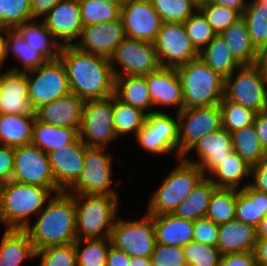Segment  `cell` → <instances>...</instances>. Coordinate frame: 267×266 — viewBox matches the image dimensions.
<instances>
[{"label": "cell", "mask_w": 267, "mask_h": 266, "mask_svg": "<svg viewBox=\"0 0 267 266\" xmlns=\"http://www.w3.org/2000/svg\"><path fill=\"white\" fill-rule=\"evenodd\" d=\"M59 58L63 62L69 89L84 101L114 95L115 76L110 59L63 45Z\"/></svg>", "instance_id": "1"}, {"label": "cell", "mask_w": 267, "mask_h": 266, "mask_svg": "<svg viewBox=\"0 0 267 266\" xmlns=\"http://www.w3.org/2000/svg\"><path fill=\"white\" fill-rule=\"evenodd\" d=\"M37 215L34 225L30 223L24 228L35 251L77 240L74 195L65 191L54 194Z\"/></svg>", "instance_id": "2"}, {"label": "cell", "mask_w": 267, "mask_h": 266, "mask_svg": "<svg viewBox=\"0 0 267 266\" xmlns=\"http://www.w3.org/2000/svg\"><path fill=\"white\" fill-rule=\"evenodd\" d=\"M49 188L26 185L13 180L0 185V222L6 229H24L53 196Z\"/></svg>", "instance_id": "3"}, {"label": "cell", "mask_w": 267, "mask_h": 266, "mask_svg": "<svg viewBox=\"0 0 267 266\" xmlns=\"http://www.w3.org/2000/svg\"><path fill=\"white\" fill-rule=\"evenodd\" d=\"M77 239L110 237L117 219L119 197L74 195Z\"/></svg>", "instance_id": "4"}, {"label": "cell", "mask_w": 267, "mask_h": 266, "mask_svg": "<svg viewBox=\"0 0 267 266\" xmlns=\"http://www.w3.org/2000/svg\"><path fill=\"white\" fill-rule=\"evenodd\" d=\"M182 83L183 108L218 105L224 96V77L199 57L176 68Z\"/></svg>", "instance_id": "5"}, {"label": "cell", "mask_w": 267, "mask_h": 266, "mask_svg": "<svg viewBox=\"0 0 267 266\" xmlns=\"http://www.w3.org/2000/svg\"><path fill=\"white\" fill-rule=\"evenodd\" d=\"M178 164L155 189L148 203L149 215L173 213L205 177L198 165L178 158Z\"/></svg>", "instance_id": "6"}, {"label": "cell", "mask_w": 267, "mask_h": 266, "mask_svg": "<svg viewBox=\"0 0 267 266\" xmlns=\"http://www.w3.org/2000/svg\"><path fill=\"white\" fill-rule=\"evenodd\" d=\"M223 97L257 114L267 110V75L263 64L242 65L224 78Z\"/></svg>", "instance_id": "7"}, {"label": "cell", "mask_w": 267, "mask_h": 266, "mask_svg": "<svg viewBox=\"0 0 267 266\" xmlns=\"http://www.w3.org/2000/svg\"><path fill=\"white\" fill-rule=\"evenodd\" d=\"M105 149L85 145L84 167L77 181L66 191L67 193L119 197L111 187L113 157L109 153H104Z\"/></svg>", "instance_id": "8"}, {"label": "cell", "mask_w": 267, "mask_h": 266, "mask_svg": "<svg viewBox=\"0 0 267 266\" xmlns=\"http://www.w3.org/2000/svg\"><path fill=\"white\" fill-rule=\"evenodd\" d=\"M28 98L36 110L70 93L67 72L60 58L26 71Z\"/></svg>", "instance_id": "9"}, {"label": "cell", "mask_w": 267, "mask_h": 266, "mask_svg": "<svg viewBox=\"0 0 267 266\" xmlns=\"http://www.w3.org/2000/svg\"><path fill=\"white\" fill-rule=\"evenodd\" d=\"M176 117V119H175ZM156 110L146 116L135 136L139 147L152 154H173L178 159L179 119Z\"/></svg>", "instance_id": "10"}, {"label": "cell", "mask_w": 267, "mask_h": 266, "mask_svg": "<svg viewBox=\"0 0 267 266\" xmlns=\"http://www.w3.org/2000/svg\"><path fill=\"white\" fill-rule=\"evenodd\" d=\"M79 138L87 147L107 148L118 138L114 130L113 95L84 103Z\"/></svg>", "instance_id": "11"}, {"label": "cell", "mask_w": 267, "mask_h": 266, "mask_svg": "<svg viewBox=\"0 0 267 266\" xmlns=\"http://www.w3.org/2000/svg\"><path fill=\"white\" fill-rule=\"evenodd\" d=\"M110 240L130 257H150L157 243L153 217L145 214L140 220L116 219Z\"/></svg>", "instance_id": "12"}, {"label": "cell", "mask_w": 267, "mask_h": 266, "mask_svg": "<svg viewBox=\"0 0 267 266\" xmlns=\"http://www.w3.org/2000/svg\"><path fill=\"white\" fill-rule=\"evenodd\" d=\"M109 59L115 77L145 76L161 67L154 43L127 37L116 47Z\"/></svg>", "instance_id": "13"}, {"label": "cell", "mask_w": 267, "mask_h": 266, "mask_svg": "<svg viewBox=\"0 0 267 266\" xmlns=\"http://www.w3.org/2000/svg\"><path fill=\"white\" fill-rule=\"evenodd\" d=\"M11 180L49 188L54 194L62 192L56 185L47 153L32 144L14 148V171Z\"/></svg>", "instance_id": "14"}, {"label": "cell", "mask_w": 267, "mask_h": 266, "mask_svg": "<svg viewBox=\"0 0 267 266\" xmlns=\"http://www.w3.org/2000/svg\"><path fill=\"white\" fill-rule=\"evenodd\" d=\"M179 119L178 158H181L200 138L222 128L218 105L183 108Z\"/></svg>", "instance_id": "15"}, {"label": "cell", "mask_w": 267, "mask_h": 266, "mask_svg": "<svg viewBox=\"0 0 267 266\" xmlns=\"http://www.w3.org/2000/svg\"><path fill=\"white\" fill-rule=\"evenodd\" d=\"M154 45L161 67L177 68L199 57L182 22H162Z\"/></svg>", "instance_id": "16"}, {"label": "cell", "mask_w": 267, "mask_h": 266, "mask_svg": "<svg viewBox=\"0 0 267 266\" xmlns=\"http://www.w3.org/2000/svg\"><path fill=\"white\" fill-rule=\"evenodd\" d=\"M124 35L154 43L162 20L150 0H128L121 8Z\"/></svg>", "instance_id": "17"}, {"label": "cell", "mask_w": 267, "mask_h": 266, "mask_svg": "<svg viewBox=\"0 0 267 266\" xmlns=\"http://www.w3.org/2000/svg\"><path fill=\"white\" fill-rule=\"evenodd\" d=\"M47 155L57 187L66 192L77 181L84 167L85 144L78 137Z\"/></svg>", "instance_id": "18"}, {"label": "cell", "mask_w": 267, "mask_h": 266, "mask_svg": "<svg viewBox=\"0 0 267 266\" xmlns=\"http://www.w3.org/2000/svg\"><path fill=\"white\" fill-rule=\"evenodd\" d=\"M192 150L197 153L198 161L197 159H189V156H187ZM233 152L231 133L224 128H220L200 138L182 158L189 163L198 165L207 177V174L209 175L223 160L231 156Z\"/></svg>", "instance_id": "19"}, {"label": "cell", "mask_w": 267, "mask_h": 266, "mask_svg": "<svg viewBox=\"0 0 267 266\" xmlns=\"http://www.w3.org/2000/svg\"><path fill=\"white\" fill-rule=\"evenodd\" d=\"M42 21L62 46L73 45L78 41L84 27L79 0L58 2Z\"/></svg>", "instance_id": "20"}, {"label": "cell", "mask_w": 267, "mask_h": 266, "mask_svg": "<svg viewBox=\"0 0 267 266\" xmlns=\"http://www.w3.org/2000/svg\"><path fill=\"white\" fill-rule=\"evenodd\" d=\"M124 38L123 22L120 18L83 27L78 41L73 45L81 51L110 58Z\"/></svg>", "instance_id": "21"}, {"label": "cell", "mask_w": 267, "mask_h": 266, "mask_svg": "<svg viewBox=\"0 0 267 266\" xmlns=\"http://www.w3.org/2000/svg\"><path fill=\"white\" fill-rule=\"evenodd\" d=\"M0 114L35 115L28 98L26 72H0Z\"/></svg>", "instance_id": "22"}, {"label": "cell", "mask_w": 267, "mask_h": 266, "mask_svg": "<svg viewBox=\"0 0 267 266\" xmlns=\"http://www.w3.org/2000/svg\"><path fill=\"white\" fill-rule=\"evenodd\" d=\"M147 86L154 107L175 106L183 109L182 83L176 68L160 67L146 75Z\"/></svg>", "instance_id": "23"}, {"label": "cell", "mask_w": 267, "mask_h": 266, "mask_svg": "<svg viewBox=\"0 0 267 266\" xmlns=\"http://www.w3.org/2000/svg\"><path fill=\"white\" fill-rule=\"evenodd\" d=\"M85 101L74 93L44 104L35 110L38 121L63 128H76L79 131Z\"/></svg>", "instance_id": "24"}, {"label": "cell", "mask_w": 267, "mask_h": 266, "mask_svg": "<svg viewBox=\"0 0 267 266\" xmlns=\"http://www.w3.org/2000/svg\"><path fill=\"white\" fill-rule=\"evenodd\" d=\"M257 242L256 228L234 219L218 225L217 247L222 255L254 252Z\"/></svg>", "instance_id": "25"}, {"label": "cell", "mask_w": 267, "mask_h": 266, "mask_svg": "<svg viewBox=\"0 0 267 266\" xmlns=\"http://www.w3.org/2000/svg\"><path fill=\"white\" fill-rule=\"evenodd\" d=\"M220 35L241 66L255 65L261 62V52L252 43L246 21L242 17L222 31Z\"/></svg>", "instance_id": "26"}, {"label": "cell", "mask_w": 267, "mask_h": 266, "mask_svg": "<svg viewBox=\"0 0 267 266\" xmlns=\"http://www.w3.org/2000/svg\"><path fill=\"white\" fill-rule=\"evenodd\" d=\"M151 216L157 243L183 247L193 240L194 221L182 219L172 213Z\"/></svg>", "instance_id": "27"}, {"label": "cell", "mask_w": 267, "mask_h": 266, "mask_svg": "<svg viewBox=\"0 0 267 266\" xmlns=\"http://www.w3.org/2000/svg\"><path fill=\"white\" fill-rule=\"evenodd\" d=\"M35 248L24 229H6L0 242V266H19L35 257Z\"/></svg>", "instance_id": "28"}, {"label": "cell", "mask_w": 267, "mask_h": 266, "mask_svg": "<svg viewBox=\"0 0 267 266\" xmlns=\"http://www.w3.org/2000/svg\"><path fill=\"white\" fill-rule=\"evenodd\" d=\"M114 95L122 102L142 110L147 115L155 112L152 109L153 105L147 86L146 75L116 76Z\"/></svg>", "instance_id": "29"}, {"label": "cell", "mask_w": 267, "mask_h": 266, "mask_svg": "<svg viewBox=\"0 0 267 266\" xmlns=\"http://www.w3.org/2000/svg\"><path fill=\"white\" fill-rule=\"evenodd\" d=\"M236 189L235 219L255 228L267 216V193L254 190L248 183Z\"/></svg>", "instance_id": "30"}, {"label": "cell", "mask_w": 267, "mask_h": 266, "mask_svg": "<svg viewBox=\"0 0 267 266\" xmlns=\"http://www.w3.org/2000/svg\"><path fill=\"white\" fill-rule=\"evenodd\" d=\"M35 115L0 114V145L20 147L32 141Z\"/></svg>", "instance_id": "31"}, {"label": "cell", "mask_w": 267, "mask_h": 266, "mask_svg": "<svg viewBox=\"0 0 267 266\" xmlns=\"http://www.w3.org/2000/svg\"><path fill=\"white\" fill-rule=\"evenodd\" d=\"M38 21V22H37ZM23 33L26 43L48 61L59 58L62 44L47 29L41 20H31L17 26Z\"/></svg>", "instance_id": "32"}, {"label": "cell", "mask_w": 267, "mask_h": 266, "mask_svg": "<svg viewBox=\"0 0 267 266\" xmlns=\"http://www.w3.org/2000/svg\"><path fill=\"white\" fill-rule=\"evenodd\" d=\"M216 188L217 186L205 176L172 214L191 221L205 218L210 198Z\"/></svg>", "instance_id": "33"}, {"label": "cell", "mask_w": 267, "mask_h": 266, "mask_svg": "<svg viewBox=\"0 0 267 266\" xmlns=\"http://www.w3.org/2000/svg\"><path fill=\"white\" fill-rule=\"evenodd\" d=\"M79 137L76 128H63L35 119L31 144L45 153L74 142Z\"/></svg>", "instance_id": "34"}, {"label": "cell", "mask_w": 267, "mask_h": 266, "mask_svg": "<svg viewBox=\"0 0 267 266\" xmlns=\"http://www.w3.org/2000/svg\"><path fill=\"white\" fill-rule=\"evenodd\" d=\"M199 58L224 78L230 76L241 66L233 57L231 50L220 34H217L199 53Z\"/></svg>", "instance_id": "35"}, {"label": "cell", "mask_w": 267, "mask_h": 266, "mask_svg": "<svg viewBox=\"0 0 267 266\" xmlns=\"http://www.w3.org/2000/svg\"><path fill=\"white\" fill-rule=\"evenodd\" d=\"M207 176L217 188L240 189L244 178L251 175V167L234 151ZM216 177L217 179H215Z\"/></svg>", "instance_id": "36"}, {"label": "cell", "mask_w": 267, "mask_h": 266, "mask_svg": "<svg viewBox=\"0 0 267 266\" xmlns=\"http://www.w3.org/2000/svg\"><path fill=\"white\" fill-rule=\"evenodd\" d=\"M11 51L23 63V69L15 66L10 68L12 71L26 72L36 69L48 61L41 53L36 52L26 43L23 33L18 27H9L6 30V58Z\"/></svg>", "instance_id": "37"}, {"label": "cell", "mask_w": 267, "mask_h": 266, "mask_svg": "<svg viewBox=\"0 0 267 266\" xmlns=\"http://www.w3.org/2000/svg\"><path fill=\"white\" fill-rule=\"evenodd\" d=\"M234 151L250 166L256 165L267 152L262 147L254 125L231 132Z\"/></svg>", "instance_id": "38"}, {"label": "cell", "mask_w": 267, "mask_h": 266, "mask_svg": "<svg viewBox=\"0 0 267 266\" xmlns=\"http://www.w3.org/2000/svg\"><path fill=\"white\" fill-rule=\"evenodd\" d=\"M114 130L117 137L137 132L144 126L147 114L113 95Z\"/></svg>", "instance_id": "39"}, {"label": "cell", "mask_w": 267, "mask_h": 266, "mask_svg": "<svg viewBox=\"0 0 267 266\" xmlns=\"http://www.w3.org/2000/svg\"><path fill=\"white\" fill-rule=\"evenodd\" d=\"M236 189L216 188L210 198L206 218L216 225L235 219Z\"/></svg>", "instance_id": "40"}, {"label": "cell", "mask_w": 267, "mask_h": 266, "mask_svg": "<svg viewBox=\"0 0 267 266\" xmlns=\"http://www.w3.org/2000/svg\"><path fill=\"white\" fill-rule=\"evenodd\" d=\"M74 245L77 266H106L107 255L111 246L110 237L77 239Z\"/></svg>", "instance_id": "41"}, {"label": "cell", "mask_w": 267, "mask_h": 266, "mask_svg": "<svg viewBox=\"0 0 267 266\" xmlns=\"http://www.w3.org/2000/svg\"><path fill=\"white\" fill-rule=\"evenodd\" d=\"M258 1H250L242 13L252 43L261 52L267 46V11Z\"/></svg>", "instance_id": "42"}, {"label": "cell", "mask_w": 267, "mask_h": 266, "mask_svg": "<svg viewBox=\"0 0 267 266\" xmlns=\"http://www.w3.org/2000/svg\"><path fill=\"white\" fill-rule=\"evenodd\" d=\"M83 26L95 25L120 19L121 8L100 0H79Z\"/></svg>", "instance_id": "43"}, {"label": "cell", "mask_w": 267, "mask_h": 266, "mask_svg": "<svg viewBox=\"0 0 267 266\" xmlns=\"http://www.w3.org/2000/svg\"><path fill=\"white\" fill-rule=\"evenodd\" d=\"M222 128L228 132L254 125L255 112L223 97L219 103Z\"/></svg>", "instance_id": "44"}, {"label": "cell", "mask_w": 267, "mask_h": 266, "mask_svg": "<svg viewBox=\"0 0 267 266\" xmlns=\"http://www.w3.org/2000/svg\"><path fill=\"white\" fill-rule=\"evenodd\" d=\"M162 22L187 21L197 9L189 0H150Z\"/></svg>", "instance_id": "45"}, {"label": "cell", "mask_w": 267, "mask_h": 266, "mask_svg": "<svg viewBox=\"0 0 267 266\" xmlns=\"http://www.w3.org/2000/svg\"><path fill=\"white\" fill-rule=\"evenodd\" d=\"M186 34L195 49L200 53L217 35L203 14L197 10L184 22Z\"/></svg>", "instance_id": "46"}, {"label": "cell", "mask_w": 267, "mask_h": 266, "mask_svg": "<svg viewBox=\"0 0 267 266\" xmlns=\"http://www.w3.org/2000/svg\"><path fill=\"white\" fill-rule=\"evenodd\" d=\"M188 266H218L222 257L217 246L192 240L183 246Z\"/></svg>", "instance_id": "47"}, {"label": "cell", "mask_w": 267, "mask_h": 266, "mask_svg": "<svg viewBox=\"0 0 267 266\" xmlns=\"http://www.w3.org/2000/svg\"><path fill=\"white\" fill-rule=\"evenodd\" d=\"M199 11L216 34H220L242 17L237 10L212 2H208Z\"/></svg>", "instance_id": "48"}, {"label": "cell", "mask_w": 267, "mask_h": 266, "mask_svg": "<svg viewBox=\"0 0 267 266\" xmlns=\"http://www.w3.org/2000/svg\"><path fill=\"white\" fill-rule=\"evenodd\" d=\"M35 257L41 258L40 266H77L74 243L36 250Z\"/></svg>", "instance_id": "49"}, {"label": "cell", "mask_w": 267, "mask_h": 266, "mask_svg": "<svg viewBox=\"0 0 267 266\" xmlns=\"http://www.w3.org/2000/svg\"><path fill=\"white\" fill-rule=\"evenodd\" d=\"M152 266H188L183 247L156 243L150 256Z\"/></svg>", "instance_id": "50"}, {"label": "cell", "mask_w": 267, "mask_h": 266, "mask_svg": "<svg viewBox=\"0 0 267 266\" xmlns=\"http://www.w3.org/2000/svg\"><path fill=\"white\" fill-rule=\"evenodd\" d=\"M2 12L10 27L34 20L31 17V0H2Z\"/></svg>", "instance_id": "51"}, {"label": "cell", "mask_w": 267, "mask_h": 266, "mask_svg": "<svg viewBox=\"0 0 267 266\" xmlns=\"http://www.w3.org/2000/svg\"><path fill=\"white\" fill-rule=\"evenodd\" d=\"M193 240L199 243L216 246L218 241V225L206 217L195 220Z\"/></svg>", "instance_id": "52"}, {"label": "cell", "mask_w": 267, "mask_h": 266, "mask_svg": "<svg viewBox=\"0 0 267 266\" xmlns=\"http://www.w3.org/2000/svg\"><path fill=\"white\" fill-rule=\"evenodd\" d=\"M14 171V148L0 145V185L11 181Z\"/></svg>", "instance_id": "53"}, {"label": "cell", "mask_w": 267, "mask_h": 266, "mask_svg": "<svg viewBox=\"0 0 267 266\" xmlns=\"http://www.w3.org/2000/svg\"><path fill=\"white\" fill-rule=\"evenodd\" d=\"M251 182L248 184L256 191L267 193V155L251 167Z\"/></svg>", "instance_id": "54"}, {"label": "cell", "mask_w": 267, "mask_h": 266, "mask_svg": "<svg viewBox=\"0 0 267 266\" xmlns=\"http://www.w3.org/2000/svg\"><path fill=\"white\" fill-rule=\"evenodd\" d=\"M218 266H257V263L254 252H241L222 255Z\"/></svg>", "instance_id": "55"}, {"label": "cell", "mask_w": 267, "mask_h": 266, "mask_svg": "<svg viewBox=\"0 0 267 266\" xmlns=\"http://www.w3.org/2000/svg\"><path fill=\"white\" fill-rule=\"evenodd\" d=\"M62 0H31V17L33 19H43L48 12Z\"/></svg>", "instance_id": "56"}, {"label": "cell", "mask_w": 267, "mask_h": 266, "mask_svg": "<svg viewBox=\"0 0 267 266\" xmlns=\"http://www.w3.org/2000/svg\"><path fill=\"white\" fill-rule=\"evenodd\" d=\"M131 257L120 249L110 246L106 266H129Z\"/></svg>", "instance_id": "57"}, {"label": "cell", "mask_w": 267, "mask_h": 266, "mask_svg": "<svg viewBox=\"0 0 267 266\" xmlns=\"http://www.w3.org/2000/svg\"><path fill=\"white\" fill-rule=\"evenodd\" d=\"M254 127L262 147L267 152V110L256 114Z\"/></svg>", "instance_id": "58"}, {"label": "cell", "mask_w": 267, "mask_h": 266, "mask_svg": "<svg viewBox=\"0 0 267 266\" xmlns=\"http://www.w3.org/2000/svg\"><path fill=\"white\" fill-rule=\"evenodd\" d=\"M254 254L257 266H267V237L257 238Z\"/></svg>", "instance_id": "59"}, {"label": "cell", "mask_w": 267, "mask_h": 266, "mask_svg": "<svg viewBox=\"0 0 267 266\" xmlns=\"http://www.w3.org/2000/svg\"><path fill=\"white\" fill-rule=\"evenodd\" d=\"M209 2L237 10L241 15L248 5L246 0H210Z\"/></svg>", "instance_id": "60"}, {"label": "cell", "mask_w": 267, "mask_h": 266, "mask_svg": "<svg viewBox=\"0 0 267 266\" xmlns=\"http://www.w3.org/2000/svg\"><path fill=\"white\" fill-rule=\"evenodd\" d=\"M3 32V33H2ZM6 30H0V69L3 67V62L6 59ZM1 33L3 35H1Z\"/></svg>", "instance_id": "61"}, {"label": "cell", "mask_w": 267, "mask_h": 266, "mask_svg": "<svg viewBox=\"0 0 267 266\" xmlns=\"http://www.w3.org/2000/svg\"><path fill=\"white\" fill-rule=\"evenodd\" d=\"M129 266H152L150 257H131Z\"/></svg>", "instance_id": "62"}, {"label": "cell", "mask_w": 267, "mask_h": 266, "mask_svg": "<svg viewBox=\"0 0 267 266\" xmlns=\"http://www.w3.org/2000/svg\"><path fill=\"white\" fill-rule=\"evenodd\" d=\"M257 238L267 237V216L263 218L256 227Z\"/></svg>", "instance_id": "63"}, {"label": "cell", "mask_w": 267, "mask_h": 266, "mask_svg": "<svg viewBox=\"0 0 267 266\" xmlns=\"http://www.w3.org/2000/svg\"><path fill=\"white\" fill-rule=\"evenodd\" d=\"M10 26L5 22L2 12V0H0V30H7Z\"/></svg>", "instance_id": "64"}, {"label": "cell", "mask_w": 267, "mask_h": 266, "mask_svg": "<svg viewBox=\"0 0 267 266\" xmlns=\"http://www.w3.org/2000/svg\"><path fill=\"white\" fill-rule=\"evenodd\" d=\"M197 10L205 6L210 0H189Z\"/></svg>", "instance_id": "65"}, {"label": "cell", "mask_w": 267, "mask_h": 266, "mask_svg": "<svg viewBox=\"0 0 267 266\" xmlns=\"http://www.w3.org/2000/svg\"><path fill=\"white\" fill-rule=\"evenodd\" d=\"M100 1L112 3L122 8L128 0H100Z\"/></svg>", "instance_id": "66"}, {"label": "cell", "mask_w": 267, "mask_h": 266, "mask_svg": "<svg viewBox=\"0 0 267 266\" xmlns=\"http://www.w3.org/2000/svg\"><path fill=\"white\" fill-rule=\"evenodd\" d=\"M261 63L263 64L265 71H266V75H267V55L261 56Z\"/></svg>", "instance_id": "67"}, {"label": "cell", "mask_w": 267, "mask_h": 266, "mask_svg": "<svg viewBox=\"0 0 267 266\" xmlns=\"http://www.w3.org/2000/svg\"><path fill=\"white\" fill-rule=\"evenodd\" d=\"M265 8V10L267 11V0H258Z\"/></svg>", "instance_id": "68"}, {"label": "cell", "mask_w": 267, "mask_h": 266, "mask_svg": "<svg viewBox=\"0 0 267 266\" xmlns=\"http://www.w3.org/2000/svg\"><path fill=\"white\" fill-rule=\"evenodd\" d=\"M261 55H267V46L261 51Z\"/></svg>", "instance_id": "69"}]
</instances>
